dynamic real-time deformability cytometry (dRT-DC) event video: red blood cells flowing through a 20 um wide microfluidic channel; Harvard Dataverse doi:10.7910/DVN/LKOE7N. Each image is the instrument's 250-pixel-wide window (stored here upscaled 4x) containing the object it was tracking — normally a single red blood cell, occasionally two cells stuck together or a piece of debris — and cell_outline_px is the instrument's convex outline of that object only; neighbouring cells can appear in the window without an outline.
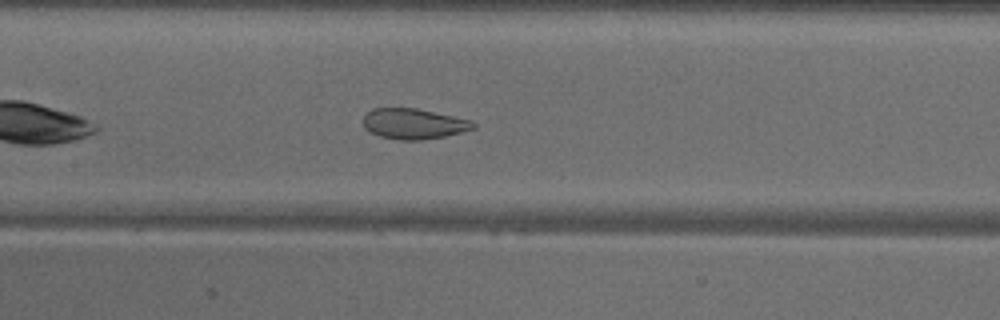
{"species": "common noctule bat (a hibernating species)", "species_latin": "Nyctalus noctula", "temperature_condition": "warm", "stored_images_in_passage": 40, "camera_frame_rate_fps": 3000, "um_per_image_px": 0.085, "animal": {"sex": "male", "body_mass_g": 18.8}, "frame": {"image": 1, "passage_image": 13, "time_ms": 4.0, "image_size_px": [1000, 320], "cell_outline_px": [[476, 128], [444, 136], [420, 140], [400, 140], [380, 136], [368, 132], [364, 128], [364, 116], [372, 108], [416, 108], [472, 120], [476, 124]], "centroid_in_image_um": [35.15, 10.52], "position_along_channel_um": 172.2, "area_um2": 19.54}}
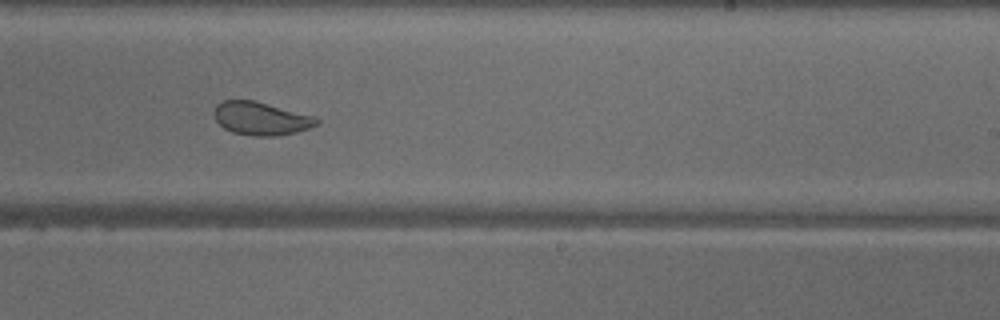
{"frame": {"image": 2, "passage_image": 20, "time_ms": 6.333, "image_size_px": [1000, 320], "cell_outline_px": [[320, 124], [296, 132], [272, 136], [252, 136], [232, 132], [224, 128], [216, 120], [212, 112], [216, 104], [220, 100], [252, 100], [312, 116], [320, 120]], "centroid_in_image_um": [22.12, 10.07], "position_along_channel_um": 266.9, "area_um2": 19.65}}
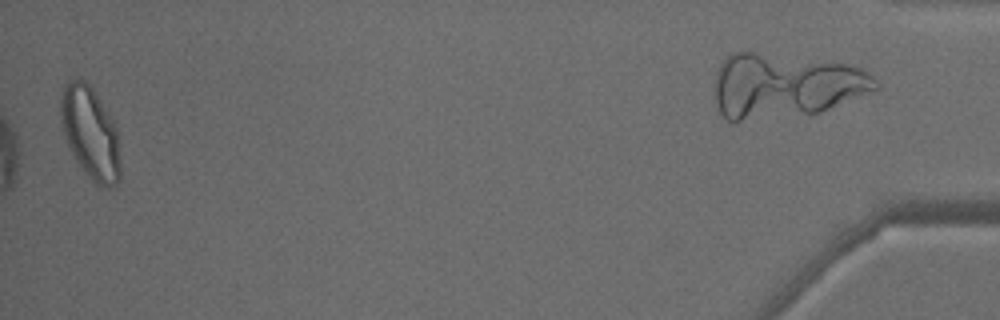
{"frame": {"image": 3, "passage_image": 39, "time_ms": 12.667, "image_size_px": [1000, 320], "cell_outline_px": [[120, 180], [116, 184], [108, 188], [100, 188], [84, 172], [76, 160], [68, 144], [60, 120], [60, 100], [64, 88], [68, 80], [84, 80], [92, 88], [112, 120], [116, 128], [120, 164]], "centroid_in_image_um": [7.68, 11.35], "position_along_channel_um": 427.5, "area_um2": 31.62}, "authors_computed_cell_mechanics": {"area_um2": 22.6576, "velocity_mm_per_s": 4.0646, "shape_relaxation_time_tau1_ms": 7.0476, "shape_relaxation_time_tau2_ms": 1.2625, "deformation_change_tau1": 0.1597, "deformation_change_tau2": 0.0664}}